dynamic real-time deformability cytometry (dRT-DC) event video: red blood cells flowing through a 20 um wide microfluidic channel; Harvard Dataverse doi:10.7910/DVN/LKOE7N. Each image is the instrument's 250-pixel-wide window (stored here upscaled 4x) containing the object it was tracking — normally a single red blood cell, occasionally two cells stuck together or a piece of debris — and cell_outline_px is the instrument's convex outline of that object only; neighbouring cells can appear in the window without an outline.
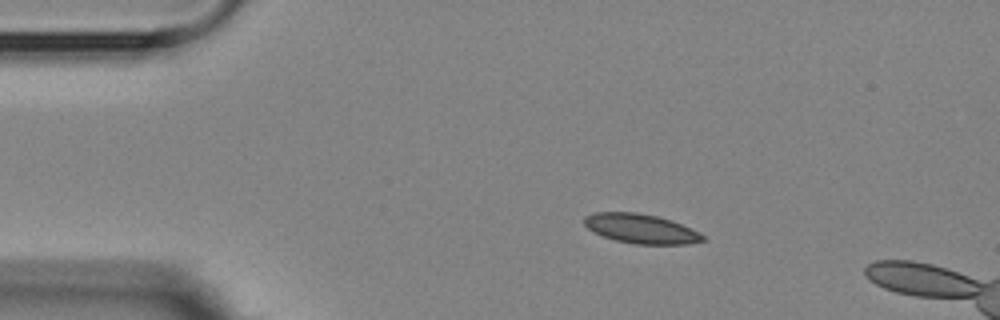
{"species": "Egyptian fruit bat (a non-hibernating species)", "species_latin": "Rousettus aegyptiacus", "temperature_condition": "room temperature", "stored_images_in_passage": 14, "camera_frame_rate_fps": 3000, "um_per_image_px": 0.085, "animal": {"sex": "female"}, "frame": {"image": 1, "passage_image": 1, "time_ms": 0.0, "image_size_px": [1000, 320], "cell_outline_px": [[708, 240], [688, 244], [636, 244], [616, 240], [604, 236], [588, 228], [584, 224], [584, 216], [592, 212], [636, 212], [656, 216], [680, 224], [700, 232], [708, 236]], "centroid_in_image_um": [54.52, 19.44], "position_along_channel_um": 30.5, "area_um2": 20.29}}
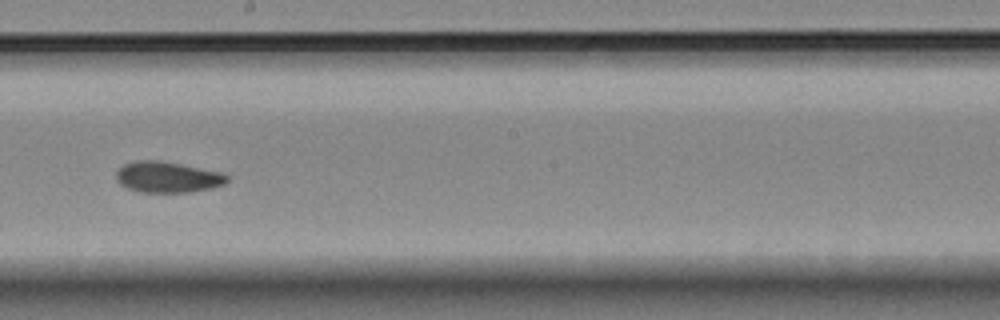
{"frame": {"image": 2, "passage_image": 7, "time_ms": 7.0, "image_size_px": [1000, 320], "cell_outline_px": [[228, 180], [224, 184], [212, 188], [192, 192], [140, 192], [128, 188], [120, 184], [116, 180], [116, 172], [124, 164], [136, 160], [156, 160], [180, 164], [224, 172], [228, 176]], "centroid_in_image_um": [14.26, 15.05], "position_along_channel_um": 233.9, "area_um2": 20.06}}
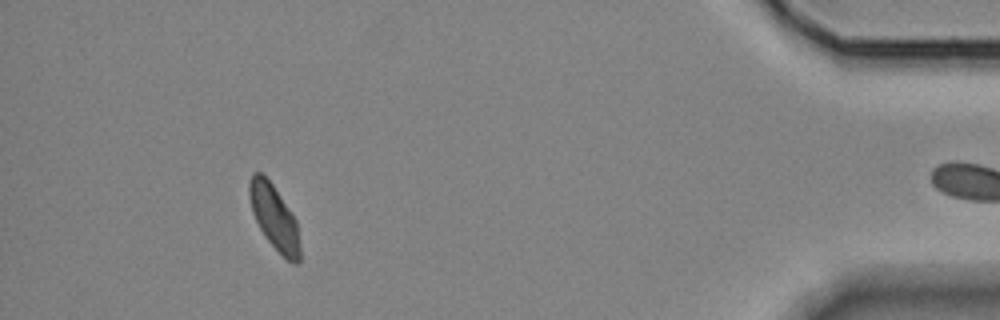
{"frame": {"image": 3, "passage_image": 12, "time_ms": 13.667, "image_size_px": [1000, 320], "cell_outline_px": [[300, 260], [296, 264], [292, 264], [264, 236], [252, 212], [248, 196], [248, 184], [252, 172], [260, 172], [272, 184], [296, 220], [300, 248]], "centroid_in_image_um": [23.29, 18.46], "position_along_channel_um": 411.9, "area_um2": 18.79}, "authors_computed_cell_mechanics": {"area_um2": 20.1144, "velocity_mm_per_s": 3.5744, "shape_relaxation_time_tau1_ms": 4.0324, "shape_relaxation_time_tau2_ms": 5.5771, "deformation_change_tau1": 0.0771, "deformation_change_tau2": 0.0568}}